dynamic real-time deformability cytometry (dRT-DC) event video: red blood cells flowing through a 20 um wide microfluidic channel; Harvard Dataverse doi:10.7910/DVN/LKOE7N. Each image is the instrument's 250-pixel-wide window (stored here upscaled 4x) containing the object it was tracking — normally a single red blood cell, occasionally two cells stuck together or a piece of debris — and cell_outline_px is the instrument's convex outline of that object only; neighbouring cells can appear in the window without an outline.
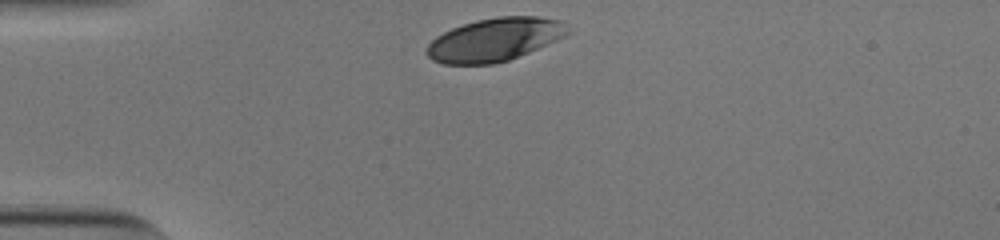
{"species": "human", "species_latin": "Homo sapiens", "temperature_condition": "cold", "stored_images_in_passage": 31, "camera_frame_rate_fps": 3000, "um_per_image_px": 0.085, "donor": {"sex": "male"}, "frame": {"image": 1, "passage_image": 1, "time_ms": 0.0, "image_size_px": [1000, 240], "cell_outline_px": [[568, 32], [564, 36], [556, 40], [528, 52], [508, 60], [492, 64], [444, 64], [432, 60], [424, 52], [428, 44], [436, 36], [452, 28], [476, 20], [500, 16], [536, 16], [564, 20]], "centroid_in_image_um": [42.02, 3.36], "position_along_channel_um": 43.0, "area_um2": 35.32}}
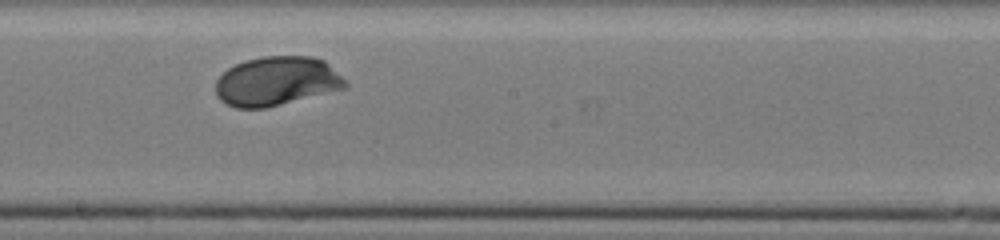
{"frame": {"image": 2, "passage_image": 18, "time_ms": 5.667, "image_size_px": [1000, 240], "cell_outline_px": [[348, 84], [344, 88], [264, 108], [236, 108], [220, 100], [216, 96], [216, 80], [228, 68], [244, 60], [264, 56], [312, 56], [324, 60]], "centroid_in_image_um": [23.47, 6.89], "position_along_channel_um": 224.7, "area_um2": 36.7}}
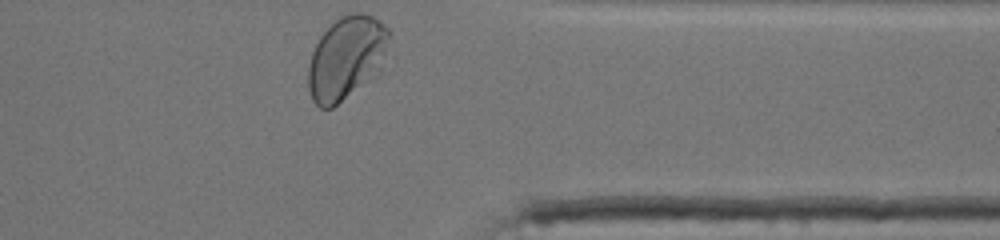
{"frame": {"image": 3, "passage_image": 31, "time_ms": 10.0, "image_size_px": [1000, 240], "cell_outline_px": [[392, 36], [380, 72], [372, 80], [332, 108], [320, 108], [312, 100], [308, 88], [308, 64], [312, 52], [320, 36], [340, 16], [352, 12], [360, 12], [372, 16], [388, 28], [392, 32]], "centroid_in_image_um": [29.48, 4.93], "position_along_channel_um": 381.9, "area_um2": 39.82}, "authors_computed_cell_mechanics": {"area_um2": 36.414, "velocity_mm_per_s": 3.7716, "shape_relaxation_time_tau1_ms": 2.0292, "shape_relaxation_time_tau2_ms": null, "deformation_change_tau1": 0.1195, "deformation_change_tau2": null}}